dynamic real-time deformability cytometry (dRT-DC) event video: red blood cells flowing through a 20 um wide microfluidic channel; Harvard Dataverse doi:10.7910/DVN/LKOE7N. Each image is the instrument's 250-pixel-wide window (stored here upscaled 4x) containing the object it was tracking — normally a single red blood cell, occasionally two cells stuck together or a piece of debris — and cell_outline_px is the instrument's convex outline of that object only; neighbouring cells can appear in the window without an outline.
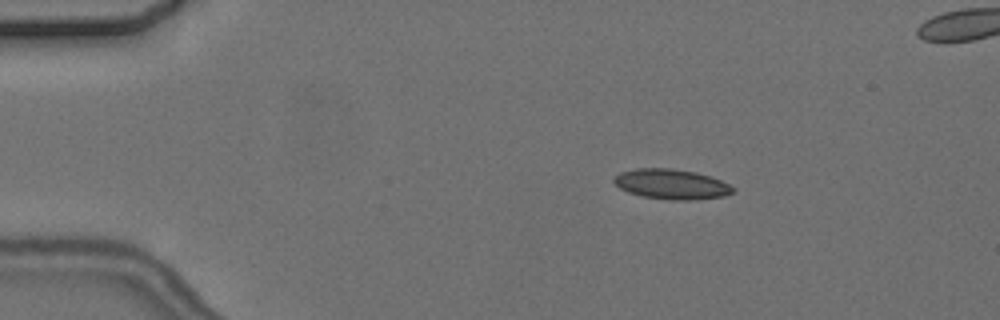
{"species": "common noctule bat (a hibernating species)", "species_latin": "Nyctalus noctula", "temperature_condition": "cold", "stored_images_in_passage": 5, "camera_frame_rate_fps": 3000, "um_per_image_px": 0.085, "animal": {"sex": "female", "body_mass_g": 24.6, "forearm_length_mm": 56.2}, "frame": {"image": 1, "passage_image": 3, "time_ms": 2.333, "image_size_px": [1000, 320], "cell_outline_px": [[736, 192], [724, 196], [692, 200], [672, 200], [644, 196], [628, 192], [620, 188], [612, 180], [620, 172], [636, 168], [672, 168], [696, 172], [712, 176], [736, 188]], "centroid_in_image_um": [57.12, 15.65], "position_along_channel_um": 27.9, "area_um2": 20.92}}